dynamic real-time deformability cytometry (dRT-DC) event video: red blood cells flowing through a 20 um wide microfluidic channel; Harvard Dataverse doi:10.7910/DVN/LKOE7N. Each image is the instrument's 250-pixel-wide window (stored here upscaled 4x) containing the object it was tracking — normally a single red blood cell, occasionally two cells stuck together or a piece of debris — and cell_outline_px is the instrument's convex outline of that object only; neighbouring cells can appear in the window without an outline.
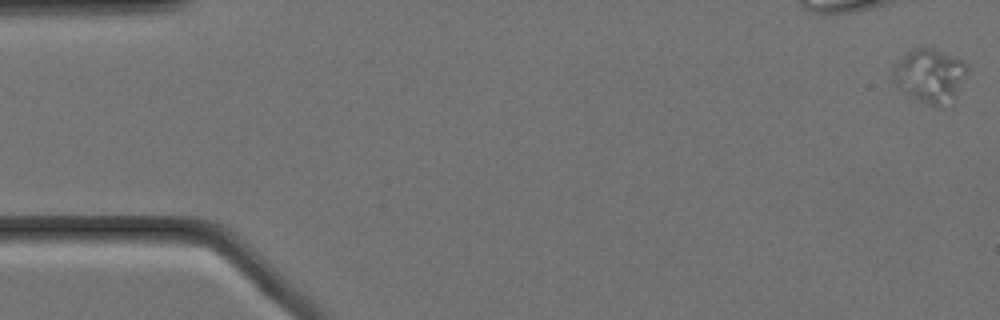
{"species": "Egyptian fruit bat (a non-hibernating species)", "species_latin": "Rousettus aegyptiacus", "temperature_condition": "cold", "stored_images_in_passage": 11, "camera_frame_rate_fps": 3000, "um_per_image_px": 0.085, "animal": {"sex": "female"}, "frame": {"image": 1, "passage_image": 1, "time_ms": 0.0, "image_size_px": [1000, 320], "cell_outline_px": [[968, 72], [944, 108], [932, 104], [908, 92], [896, 84], [892, 80], [892, 72], [896, 64], [908, 52], [916, 48], [932, 48], [964, 60], [968, 64]], "centroid_in_image_um": [79.07, 6.36], "position_along_channel_um": 5.9, "area_um2": 22.08}}